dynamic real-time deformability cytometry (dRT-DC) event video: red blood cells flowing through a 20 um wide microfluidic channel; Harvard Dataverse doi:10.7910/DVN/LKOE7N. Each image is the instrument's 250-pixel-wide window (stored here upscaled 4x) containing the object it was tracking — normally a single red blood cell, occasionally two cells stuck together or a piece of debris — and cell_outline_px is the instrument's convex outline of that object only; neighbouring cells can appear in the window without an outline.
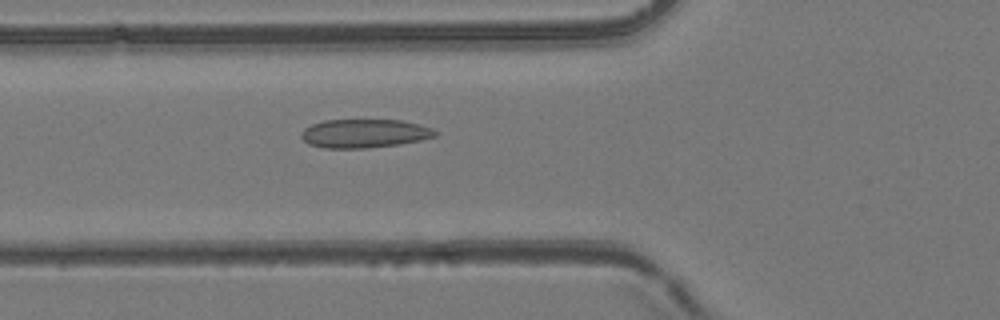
{"species": "common noctule bat (a hibernating species)", "species_latin": "Nyctalus noctula", "temperature_condition": "room temperature", "stored_images_in_passage": 19, "camera_frame_rate_fps": 3000, "um_per_image_px": 0.085, "animal": {"sex": "female", "body_mass_g": 24.6, "forearm_length_mm": 56.2}, "frame": {"image": 1, "passage_image": 8, "time_ms": 2.333, "image_size_px": [1000, 320], "cell_outline_px": [[440, 132], [436, 136], [420, 140], [400, 144], [364, 148], [324, 148], [308, 144], [300, 136], [300, 132], [304, 128], [312, 124], [324, 120], [400, 120], [432, 128]], "centroid_in_image_um": [30.95, 11.34], "position_along_channel_um": 94.8, "area_um2": 22.37}}
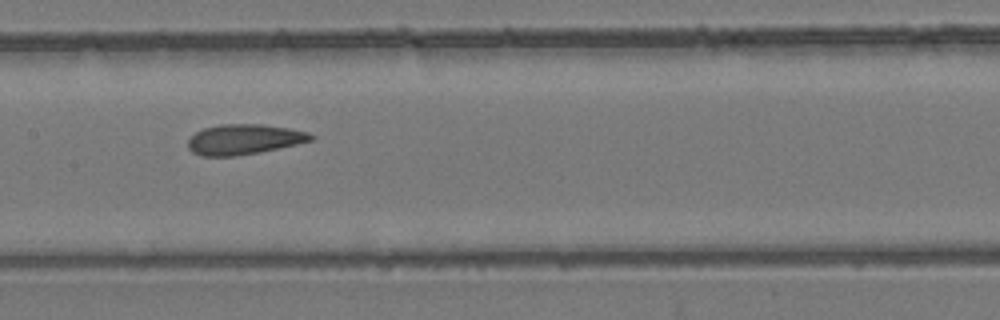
{"frame": {"image": 2, "passage_image": 15, "time_ms": 4.667, "image_size_px": [1000, 320], "cell_outline_px": [[316, 140], [260, 152], [236, 156], [204, 156], [192, 152], [188, 148], [188, 140], [196, 132], [204, 128], [220, 124], [264, 124], [288, 128], [308, 132], [316, 136]], "centroid_in_image_um": [20.78, 11.84], "position_along_channel_um": 186.6, "area_um2": 21.79}}
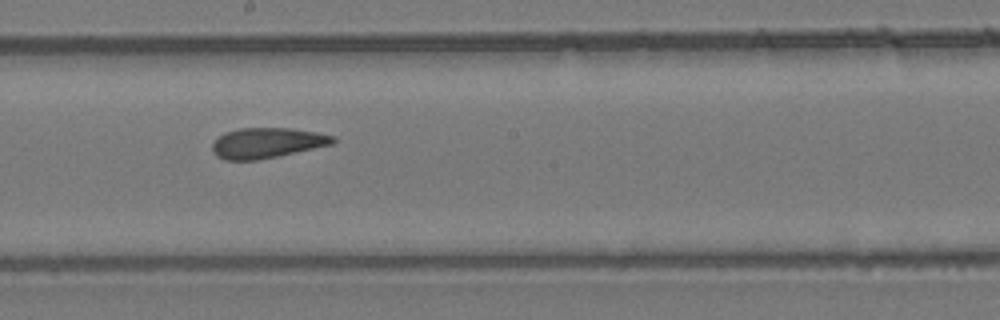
{"frame": {"image": 3, "passage_image": 18, "time_ms": 5.667, "image_size_px": [1000, 320], "cell_outline_px": [[336, 140], [332, 144], [276, 156], [256, 160], [224, 160], [216, 156], [212, 152], [212, 144], [224, 132], [240, 128], [292, 128], [316, 132], [336, 136]], "centroid_in_image_um": [22.67, 12.14], "position_along_channel_um": 225.5, "area_um2": 21.21}}